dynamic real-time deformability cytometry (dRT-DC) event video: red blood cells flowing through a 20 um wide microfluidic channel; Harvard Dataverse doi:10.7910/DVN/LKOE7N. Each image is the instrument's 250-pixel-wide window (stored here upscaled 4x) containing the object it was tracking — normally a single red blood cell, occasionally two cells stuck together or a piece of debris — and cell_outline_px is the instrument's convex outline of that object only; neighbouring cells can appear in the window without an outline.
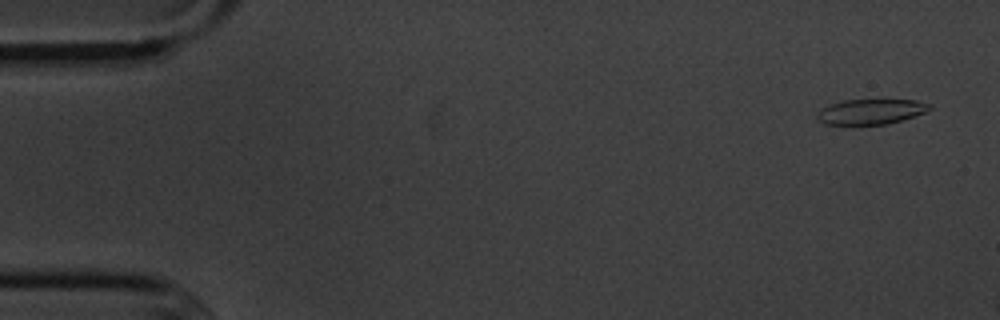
{"species": "common noctule bat (a hibernating species)", "species_latin": "Nyctalus noctula", "temperature_condition": "cold", "stored_images_in_passage": 3, "camera_frame_rate_fps": 3000, "um_per_image_px": 0.085, "animal": {"sex": "male", "body_mass_g": 20.1, "forearm_length_mm": 53.5}, "frame": {"image": 1, "passage_image": 1, "time_ms": 0.0, "image_size_px": [1000, 320], "cell_outline_px": [[932, 108], [924, 112], [900, 120], [884, 124], [824, 124], [816, 116], [824, 108], [832, 104], [844, 100], [880, 96], [916, 100], [932, 104]], "centroid_in_image_um": [74.11, 9.41], "position_along_channel_um": 10.9, "area_um2": 17.05}}